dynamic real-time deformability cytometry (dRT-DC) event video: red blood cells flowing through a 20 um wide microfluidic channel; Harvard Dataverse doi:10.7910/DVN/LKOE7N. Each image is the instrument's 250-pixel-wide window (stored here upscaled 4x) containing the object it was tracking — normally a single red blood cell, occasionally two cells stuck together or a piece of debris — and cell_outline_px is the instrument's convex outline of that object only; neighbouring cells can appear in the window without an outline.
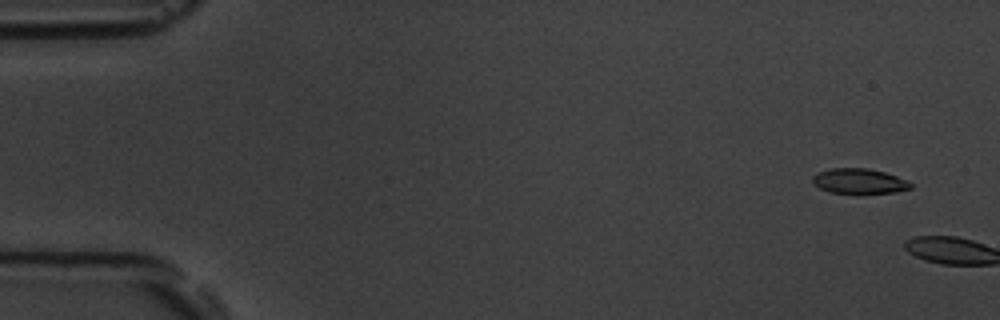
{"species": "common noctule bat (a hibernating species)", "species_latin": "Nyctalus noctula", "temperature_condition": "room temperature", "stored_images_in_passage": 6, "camera_frame_rate_fps": 3000, "um_per_image_px": 0.085, "animal": {"sex": "male", "body_mass_g": 19.5, "forearm_length_mm": 54.6}, "frame": {"image": 1, "passage_image": 4, "time_ms": 1.0, "image_size_px": [1000, 320], "cell_outline_px": [[912, 188], [896, 192], [860, 196], [828, 192], [820, 188], [812, 180], [812, 176], [828, 168], [868, 168], [884, 172], [908, 180], [912, 184]], "centroid_in_image_um": [73.06, 15.44], "position_along_channel_um": 11.9, "area_um2": 15.03}}